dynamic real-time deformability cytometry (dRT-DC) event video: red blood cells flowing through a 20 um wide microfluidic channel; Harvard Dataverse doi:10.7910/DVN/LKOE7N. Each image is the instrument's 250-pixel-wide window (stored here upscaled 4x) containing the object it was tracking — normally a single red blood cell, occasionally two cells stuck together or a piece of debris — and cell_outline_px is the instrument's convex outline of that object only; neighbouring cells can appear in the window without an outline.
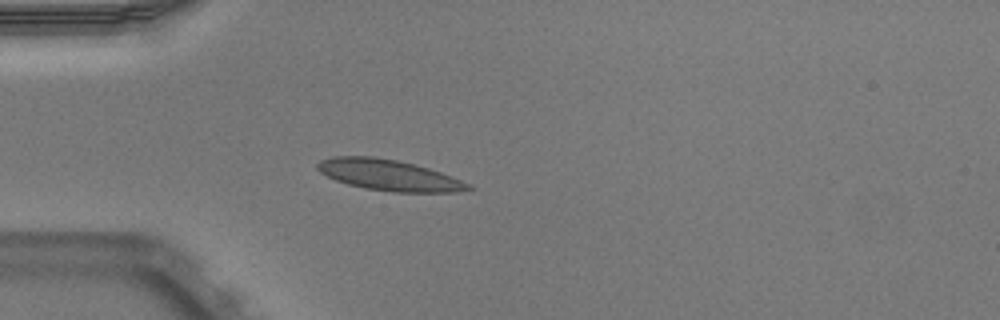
{"species": "Egyptian fruit bat (a non-hibernating species)", "species_latin": "Rousettus aegyptiacus", "temperature_condition": "warm", "stored_images_in_passage": 50, "camera_frame_rate_fps": 3000, "um_per_image_px": 0.085, "animal": {"sex": "male"}, "frame": {"image": 1, "passage_image": 13, "time_ms": 4.0, "image_size_px": [1000, 320], "cell_outline_px": [[476, 188], [456, 192], [392, 192], [364, 188], [348, 184], [336, 180], [320, 172], [316, 168], [316, 164], [320, 160], [332, 156], [372, 156], [396, 160], [428, 168], [452, 176], [472, 184]], "centroid_in_image_um": [33.07, 14.89], "position_along_channel_um": 51.9, "area_um2": 27.22}}
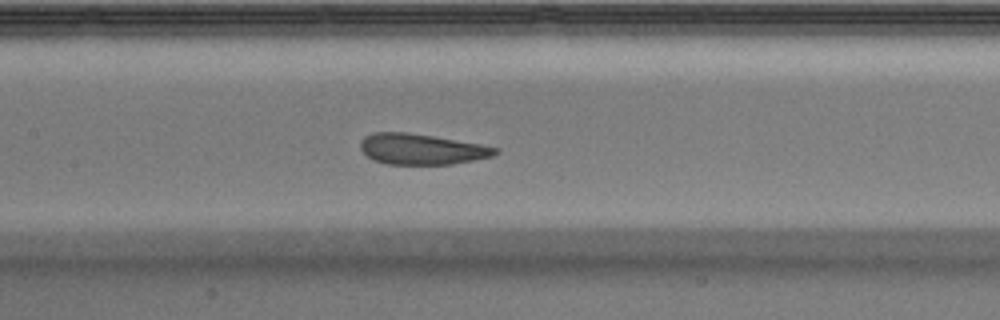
{"frame": {"image": 2, "passage_image": 23, "time_ms": 7.333, "image_size_px": [1000, 320], "cell_outline_px": [[500, 152], [492, 156], [452, 164], [388, 164], [372, 160], [360, 148], [360, 140], [364, 136], [372, 132], [408, 132], [480, 144], [500, 148]], "centroid_in_image_um": [35.81, 12.67], "position_along_channel_um": 171.6, "area_um2": 24.1}}
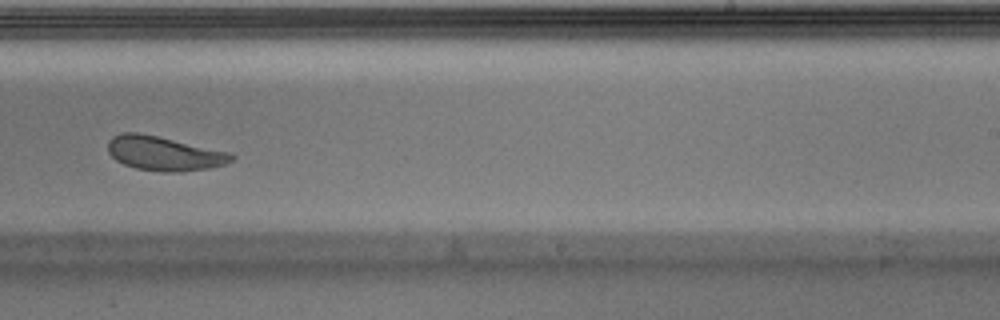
{"frame": {"image": 3, "passage_image": 31, "time_ms": 10.0, "image_size_px": [1000, 320], "cell_outline_px": [[236, 156], [232, 160], [224, 164], [208, 168], [180, 172], [164, 172], [136, 168], [124, 164], [116, 160], [108, 152], [108, 140], [112, 136], [124, 132], [136, 132], [156, 136], [232, 152]], "centroid_in_image_um": [13.95, 13.04], "position_along_channel_um": 275.0, "area_um2": 24.62}, "authors_computed_cell_mechanics": {"area_um2": 25.432, "velocity_mm_per_s": 3.8913, "shape_relaxation_time_tau1_ms": 3.0778, "shape_relaxation_time_tau2_ms": 0.6162, "deformation_change_tau1": 0.1112, "deformation_change_tau2": 0.0596}}